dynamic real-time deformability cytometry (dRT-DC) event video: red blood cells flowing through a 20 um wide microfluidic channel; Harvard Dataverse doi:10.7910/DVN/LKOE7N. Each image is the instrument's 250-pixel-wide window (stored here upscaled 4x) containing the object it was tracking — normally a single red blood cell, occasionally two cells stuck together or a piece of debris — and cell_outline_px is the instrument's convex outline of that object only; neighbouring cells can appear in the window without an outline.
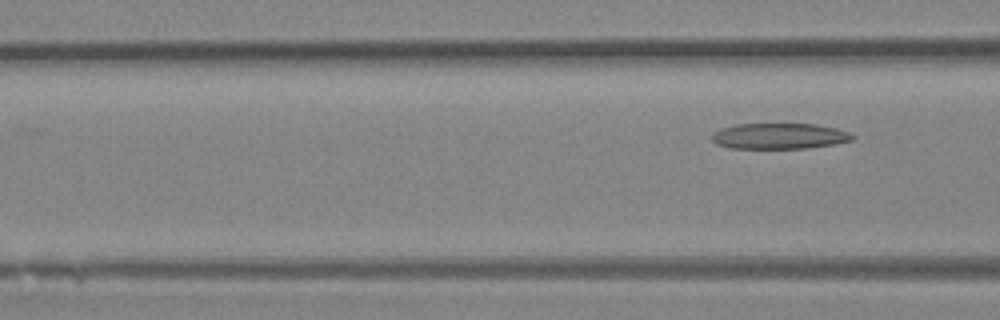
{"species": "Egyptian fruit bat (a non-hibernating species)", "species_latin": "Rousettus aegyptiacus", "temperature_condition": "room temperature", "stored_images_in_passage": 4, "camera_frame_rate_fps": 3000, "um_per_image_px": 0.085, "animal": {"sex": "female"}, "frame": {"image": 1, "passage_image": 4, "time_ms": 3.333, "image_size_px": [1000, 320], "cell_outline_px": [[852, 140], [836, 144], [808, 148], [728, 148], [716, 144], [712, 140], [712, 132], [720, 128], [736, 124], [816, 124], [836, 128], [848, 132], [852, 136]], "centroid_in_image_um": [66.2, 11.57], "position_along_channel_um": 100.4, "area_um2": 21.15}}